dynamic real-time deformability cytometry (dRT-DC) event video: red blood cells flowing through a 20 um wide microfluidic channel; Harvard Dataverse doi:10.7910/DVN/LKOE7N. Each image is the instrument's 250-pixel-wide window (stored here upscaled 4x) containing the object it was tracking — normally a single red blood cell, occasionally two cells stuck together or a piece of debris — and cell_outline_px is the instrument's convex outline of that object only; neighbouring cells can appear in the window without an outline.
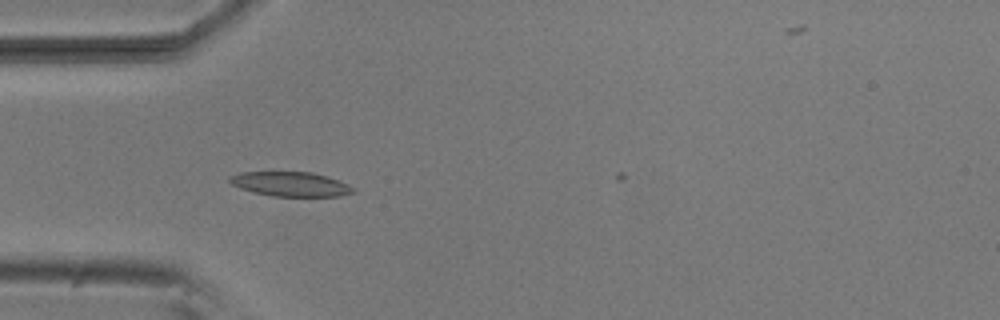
{"species": "common noctule bat (a hibernating species)", "species_latin": "Nyctalus noctula", "temperature_condition": "room temperature", "stored_images_in_passage": 18, "camera_frame_rate_fps": 3000, "um_per_image_px": 0.085, "animal": {"sex": "male", "body_mass_g": 20.5, "forearm_length_mm": 52.5}, "frame": {"image": 1, "passage_image": 15, "time_ms": 4.667, "image_size_px": [1000, 320], "cell_outline_px": [[356, 192], [340, 196], [272, 196], [240, 188], [232, 184], [228, 180], [228, 176], [240, 172], [312, 172], [328, 176], [340, 180], [356, 188]], "centroid_in_image_um": [24.75, 15.64], "position_along_channel_um": 60.3, "area_um2": 17.74}}